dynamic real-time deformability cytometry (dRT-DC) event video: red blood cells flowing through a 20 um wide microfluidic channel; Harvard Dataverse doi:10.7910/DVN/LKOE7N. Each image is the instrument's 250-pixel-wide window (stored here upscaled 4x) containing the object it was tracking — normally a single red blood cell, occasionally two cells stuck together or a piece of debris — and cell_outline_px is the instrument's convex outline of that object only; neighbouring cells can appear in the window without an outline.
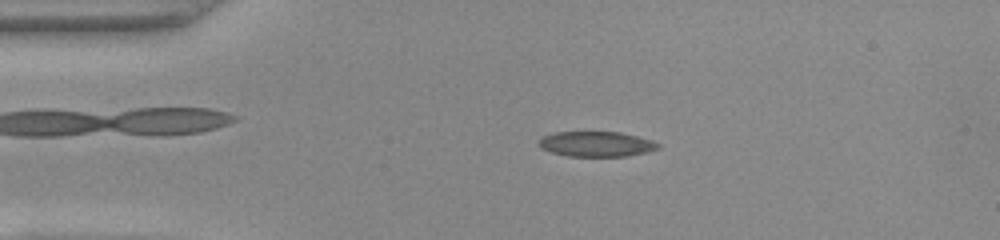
{"species": "common noctule bat (a hibernating species)", "species_latin": "Nyctalus noctula", "temperature_condition": "warm", "stored_images_in_passage": 51, "camera_frame_rate_fps": 3000, "um_per_image_px": 0.085, "animal": {"sex": "female", "body_mass_g": 22.0, "forearm_length_mm": 56.7}, "frame": {"image": 1, "passage_image": 10, "time_ms": 3.0, "image_size_px": [1000, 240], "cell_outline_px": [[660, 148], [648, 152], [624, 156], [568, 156], [552, 152], [540, 148], [536, 144], [544, 136], [556, 132], [620, 132], [652, 140], [660, 144]], "centroid_in_image_um": [50.69, 12.24], "position_along_channel_um": 34.3, "area_um2": 17.46}}
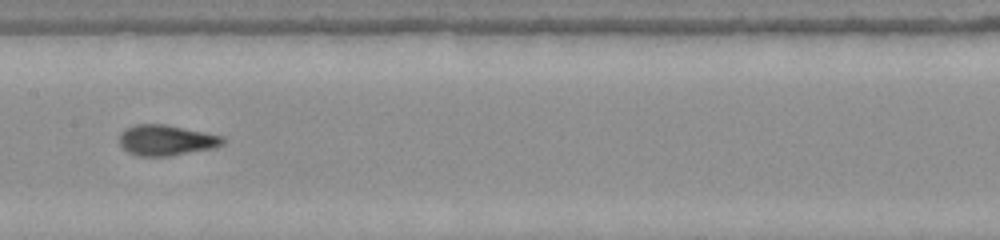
{"frame": {"image": 2, "passage_image": 25, "time_ms": 8.0, "image_size_px": [1000, 240], "cell_outline_px": [[224, 144], [216, 148], [168, 156], [136, 156], [128, 152], [120, 144], [120, 132], [136, 124], [164, 124], [224, 136]], "centroid_in_image_um": [14.15, 11.93], "position_along_channel_um": 193.2, "area_um2": 18.44}}
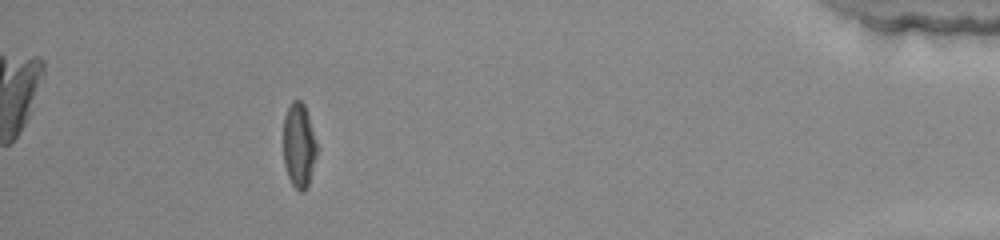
{"frame": {"image": 3, "passage_image": 46, "time_ms": 15.0, "image_size_px": [1000, 240], "cell_outline_px": [[316, 156], [308, 188], [304, 192], [300, 192], [292, 184], [288, 176], [284, 164], [284, 116], [292, 100], [300, 100], [304, 104], [308, 116], [316, 144]], "centroid_in_image_um": [25.4, 12.4], "position_along_channel_um": 409.8, "area_um2": 16.3}, "authors_computed_cell_mechanics": {"area_um2": 17.8602, "velocity_mm_per_s": 3.9473, "shape_relaxation_time_tau1_ms": 4.1349, "shape_relaxation_time_tau2_ms": 1.4649, "deformation_change_tau1": 0.1821, "deformation_change_tau2": 0.0772}}